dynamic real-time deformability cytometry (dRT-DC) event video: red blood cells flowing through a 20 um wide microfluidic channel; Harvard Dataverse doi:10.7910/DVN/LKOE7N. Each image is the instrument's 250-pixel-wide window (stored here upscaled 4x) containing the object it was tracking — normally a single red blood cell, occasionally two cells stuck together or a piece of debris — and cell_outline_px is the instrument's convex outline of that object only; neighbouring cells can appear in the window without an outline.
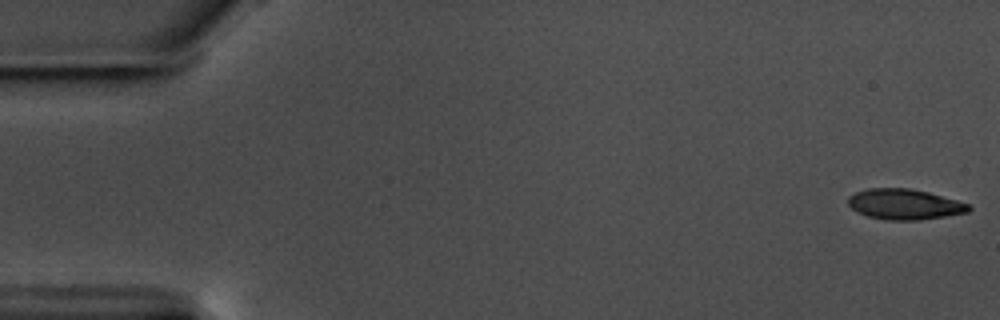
{"species": "common noctule bat (a hibernating species)", "species_latin": "Nyctalus noctula", "temperature_condition": "warm", "stored_images_in_passage": 57, "camera_frame_rate_fps": 3000, "um_per_image_px": 0.085, "animal": {"sex": "male", "body_mass_g": 17.5, "forearm_length_mm": 52.3}, "frame": {"image": 1, "passage_image": 1, "time_ms": 0.0, "image_size_px": [1000, 320], "cell_outline_px": [[972, 208], [968, 212], [920, 220], [888, 220], [868, 216], [852, 208], [848, 204], [848, 196], [856, 192], [868, 188], [908, 188], [928, 192], [956, 200], [968, 204]], "centroid_in_image_um": [76.88, 17.36], "position_along_channel_um": 8.1, "area_um2": 21.21}}
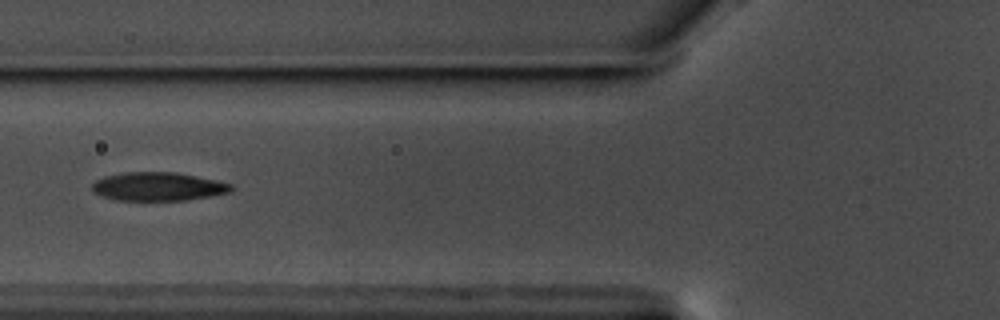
{"frame": {"image": 2, "passage_image": 22, "time_ms": 7.0, "image_size_px": [1000, 320], "cell_outline_px": [[236, 188], [232, 192], [184, 200], [116, 200], [100, 196], [92, 192], [92, 184], [96, 180], [104, 176], [124, 172], [176, 172], [216, 180], [232, 184]], "centroid_in_image_um": [13.43, 15.85], "position_along_channel_um": 112.4, "area_um2": 23.24}}
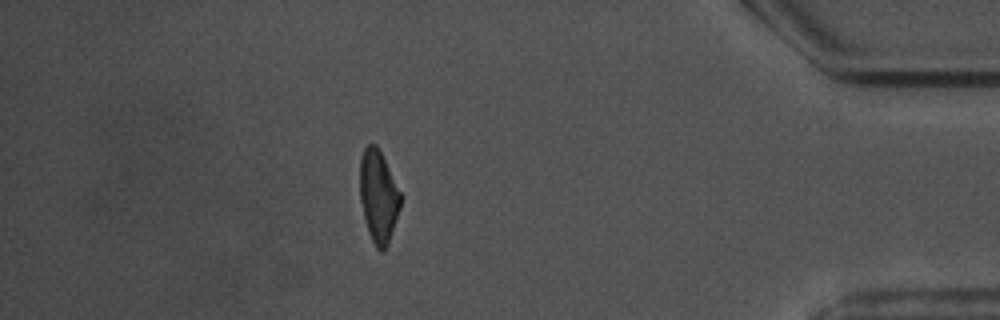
{"frame": {"image": 3, "passage_image": 50, "time_ms": 16.333, "image_size_px": [1000, 320], "cell_outline_px": [[404, 196], [388, 244], [380, 252], [376, 248], [368, 232], [360, 200], [360, 156], [364, 148], [368, 144], [376, 144]], "centroid_in_image_um": [32.18, 16.67], "position_along_channel_um": 403.0, "area_um2": 22.02}, "authors_computed_cell_mechanics": {"area_um2": 22.4842, "velocity_mm_per_s": 3.5886, "shape_relaxation_time_tau1_ms": 3.81, "shape_relaxation_time_tau2_ms": 4.5199, "deformation_change_tau1": 0.1452, "deformation_change_tau2": 0.1018}}